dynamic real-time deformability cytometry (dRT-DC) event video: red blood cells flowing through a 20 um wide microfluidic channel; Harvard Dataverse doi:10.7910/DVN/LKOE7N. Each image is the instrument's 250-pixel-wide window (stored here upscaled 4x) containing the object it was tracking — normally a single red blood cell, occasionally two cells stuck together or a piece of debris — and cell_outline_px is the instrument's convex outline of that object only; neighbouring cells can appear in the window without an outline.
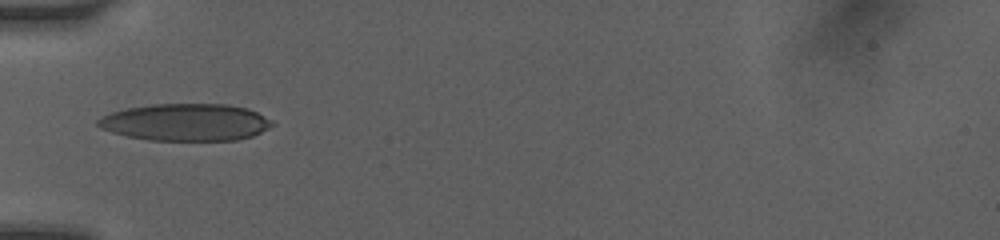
{"species": "human", "species_latin": "Homo sapiens", "temperature_condition": "room temperature", "stored_images_in_passage": 41, "camera_frame_rate_fps": 3000, "um_per_image_px": 0.085, "donor": {"sex": "female"}, "frame": {"image": 1, "passage_image": 1, "time_ms": 0.0, "image_size_px": [1000, 240], "cell_outline_px": [[276, 124], [252, 136], [236, 140], [148, 140], [128, 136], [112, 132], [100, 128], [96, 124], [96, 120], [100, 116], [112, 112], [128, 108], [152, 104], [228, 104], [248, 108], [272, 120]], "centroid_in_image_um": [15.78, 10.38], "position_along_channel_um": 69.2, "area_um2": 37.74}}
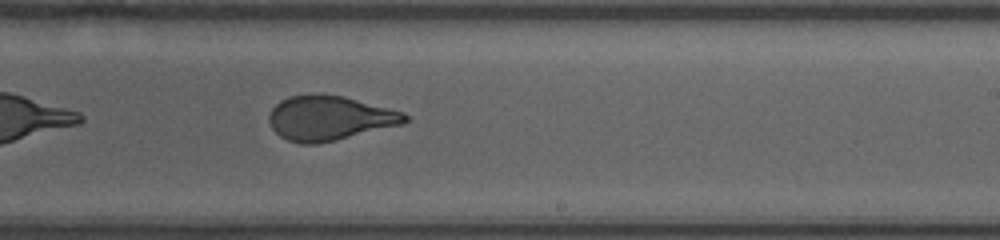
{"frame": {"image": 2, "passage_image": 18, "time_ms": 4.667, "image_size_px": [1000, 240], "cell_outline_px": [[412, 120], [404, 124], [336, 140], [316, 144], [300, 144], [288, 140], [280, 136], [272, 128], [268, 120], [268, 116], [272, 108], [280, 100], [288, 96], [344, 96], [404, 112]], "centroid_in_image_um": [28.04, 10.06], "position_along_channel_um": 261.0, "area_um2": 35.03}}
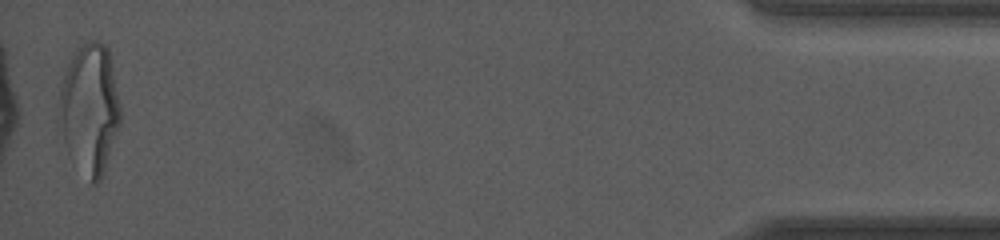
{"frame": {"image": 3, "passage_image": 40, "time_ms": 10.667, "image_size_px": [1000, 240], "cell_outline_px": [[120, 124], [100, 180], [96, 184], [92, 184], [68, 156], [56, 124], [56, 104], [60, 88], [68, 60], [88, 40], [96, 40], [104, 44], [108, 48], [120, 108]], "centroid_in_image_um": [7.54, 9.28], "position_along_channel_um": 427.7, "area_um2": 47.05}, "authors_computed_cell_mechanics": {"area_um2": 36.1828, "velocity_mm_per_s": 4.1163, "shape_relaxation_time_tau1_ms": 7.3373, "shape_relaxation_time_tau2_ms": 0.7677, "deformation_change_tau1": 0.2486, "deformation_change_tau2": 0.0882}}